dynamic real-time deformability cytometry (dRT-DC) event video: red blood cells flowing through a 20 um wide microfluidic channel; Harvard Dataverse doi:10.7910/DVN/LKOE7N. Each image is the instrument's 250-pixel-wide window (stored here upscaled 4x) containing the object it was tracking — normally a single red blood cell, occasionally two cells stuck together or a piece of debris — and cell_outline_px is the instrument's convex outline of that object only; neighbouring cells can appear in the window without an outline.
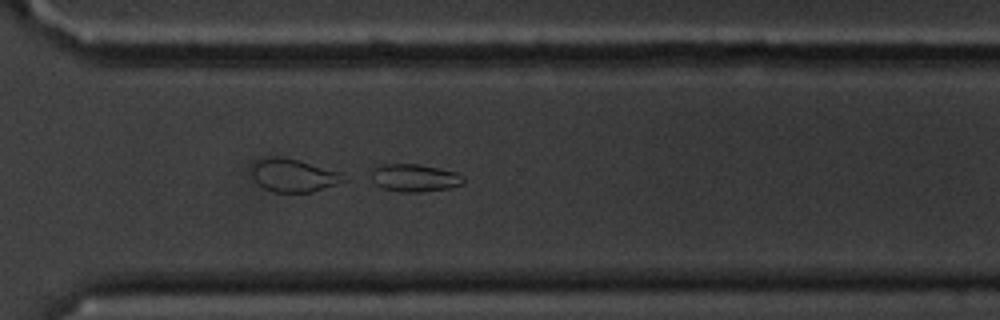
{"species": "common noctule bat (a hibernating species)", "species_latin": "Nyctalus noctula", "temperature_condition": "cold", "stored_images_in_passage": 39, "camera_frame_rate_fps": 3000, "um_per_image_px": 0.085, "animal": {"sex": "male", "body_mass_g": 20.1, "forearm_length_mm": 53.5}, "frame": {"image": 1, "passage_image": 28, "time_ms": 9.0, "image_size_px": [1000, 320], "cell_outline_px": [[464, 184], [448, 188], [420, 192], [400, 192], [380, 188], [372, 180], [368, 172], [372, 168], [384, 164], [420, 164], [456, 172], [464, 176]], "centroid_in_image_um": [35.2, 15.12], "position_along_channel_um": 335.4, "area_um2": 15.14}}